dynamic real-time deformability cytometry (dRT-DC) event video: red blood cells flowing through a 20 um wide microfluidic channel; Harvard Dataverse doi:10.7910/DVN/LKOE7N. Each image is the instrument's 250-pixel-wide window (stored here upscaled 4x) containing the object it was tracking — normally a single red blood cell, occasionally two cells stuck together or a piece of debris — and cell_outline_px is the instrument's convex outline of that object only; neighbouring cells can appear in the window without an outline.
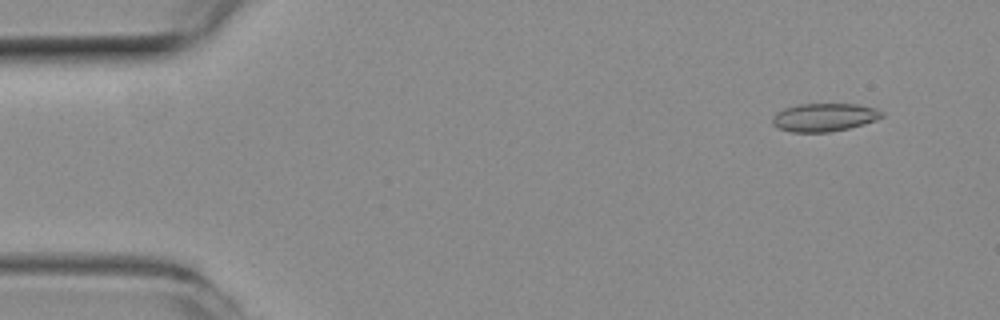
{"species": "common noctule bat (a hibernating species)", "species_latin": "Nyctalus noctula", "temperature_condition": "room temperature", "stored_images_in_passage": 48, "camera_frame_rate_fps": 3000, "um_per_image_px": 0.085, "animal": {"sex": "female", "body_mass_g": 19.3, "forearm_length_mm": 54.1}, "frame": {"image": 1, "passage_image": 1, "time_ms": 0.0, "image_size_px": [1000, 320], "cell_outline_px": [[884, 116], [876, 120], [864, 124], [848, 128], [828, 132], [792, 132], [780, 128], [772, 124], [772, 116], [776, 112], [784, 108], [800, 104], [856, 104], [872, 108], [884, 112]], "centroid_in_image_um": [70.04, 9.97], "position_along_channel_um": 15.0, "area_um2": 17.86}}
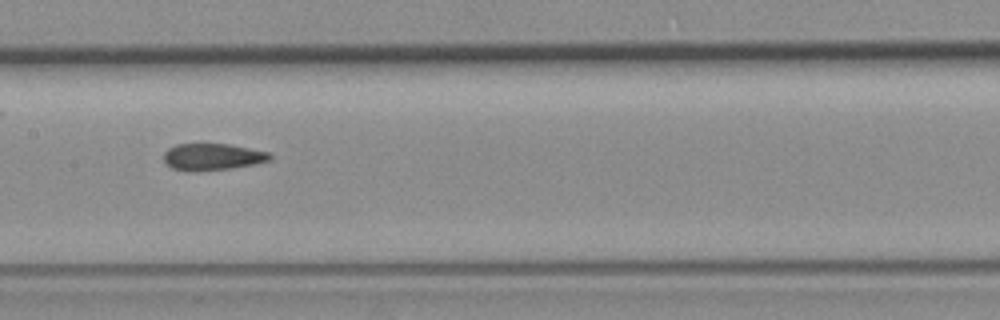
{"frame": {"image": 2, "passage_image": 22, "time_ms": 7.0, "image_size_px": [1000, 320], "cell_outline_px": [[272, 160], [252, 164], [228, 168], [192, 172], [188, 172], [172, 168], [164, 160], [164, 152], [168, 148], [176, 144], [228, 144], [268, 152], [272, 156]], "centroid_in_image_um": [18.02, 13.33], "position_along_channel_um": 189.4, "area_um2": 16.42}}
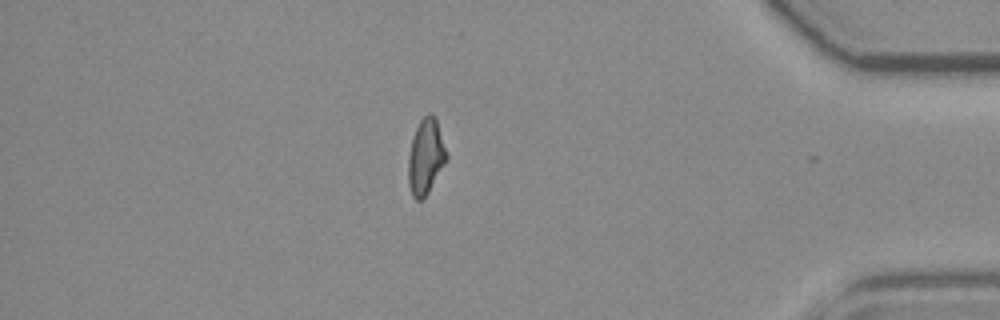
{"frame": {"image": 3, "passage_image": 41, "time_ms": 13.333, "image_size_px": [1000, 320], "cell_outline_px": [[448, 160], [428, 192], [420, 200], [416, 200], [412, 196], [408, 184], [408, 156], [412, 140], [416, 128], [420, 120], [428, 112], [432, 112], [436, 120], [448, 156]], "centroid_in_image_um": [36.19, 13.32], "position_along_channel_um": 399.0, "area_um2": 16.76}}